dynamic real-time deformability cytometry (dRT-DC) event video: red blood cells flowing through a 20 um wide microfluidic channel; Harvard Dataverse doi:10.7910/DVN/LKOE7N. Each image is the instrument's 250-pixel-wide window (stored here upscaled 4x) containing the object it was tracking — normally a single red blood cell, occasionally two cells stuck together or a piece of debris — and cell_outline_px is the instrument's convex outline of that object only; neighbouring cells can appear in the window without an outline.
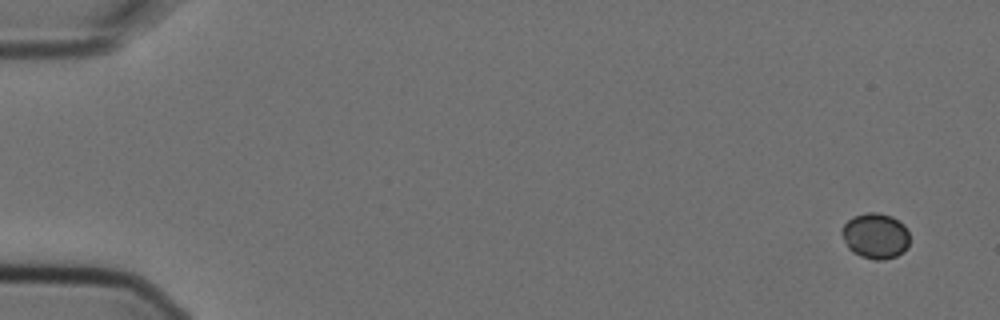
{"species": "Egyptian fruit bat (a non-hibernating species)", "species_latin": "Rousettus aegyptiacus", "temperature_condition": "cold", "stored_images_in_passage": 6, "camera_frame_rate_fps": 3000, "um_per_image_px": 0.085, "animal": {"sex": "female"}, "frame": {"image": 1, "passage_image": 1, "time_ms": 0.0, "image_size_px": [1000, 320], "cell_outline_px": [[908, 248], [904, 252], [896, 256], [884, 260], [872, 260], [860, 256], [852, 252], [848, 248], [840, 232], [844, 224], [852, 216], [868, 212], [876, 212], [892, 216], [904, 224], [908, 232]], "centroid_in_image_um": [74.41, 20.06], "position_along_channel_um": 10.6, "area_um2": 18.26}}
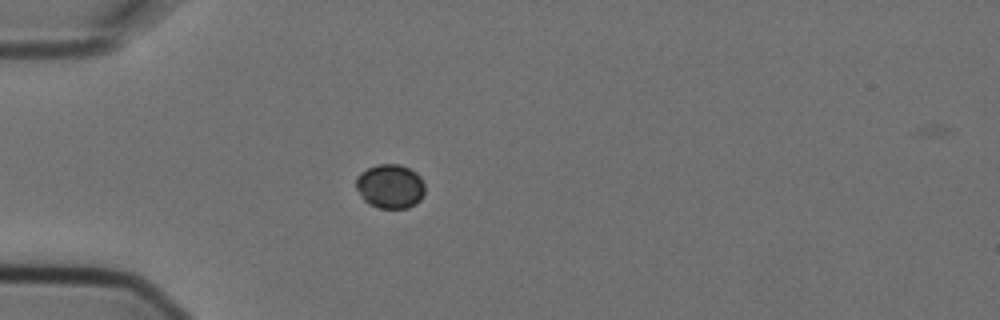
{"frame": {"image": 2, "passage_image": 5, "time_ms": 1.333, "image_size_px": [1000, 320], "cell_outline_px": [[424, 192], [420, 200], [416, 204], [408, 208], [380, 208], [368, 204], [364, 200], [356, 188], [356, 176], [360, 172], [376, 164], [400, 164], [416, 172], [420, 176], [424, 184]], "centroid_in_image_um": [33.16, 15.83], "position_along_channel_um": 51.8, "area_um2": 17.86}}